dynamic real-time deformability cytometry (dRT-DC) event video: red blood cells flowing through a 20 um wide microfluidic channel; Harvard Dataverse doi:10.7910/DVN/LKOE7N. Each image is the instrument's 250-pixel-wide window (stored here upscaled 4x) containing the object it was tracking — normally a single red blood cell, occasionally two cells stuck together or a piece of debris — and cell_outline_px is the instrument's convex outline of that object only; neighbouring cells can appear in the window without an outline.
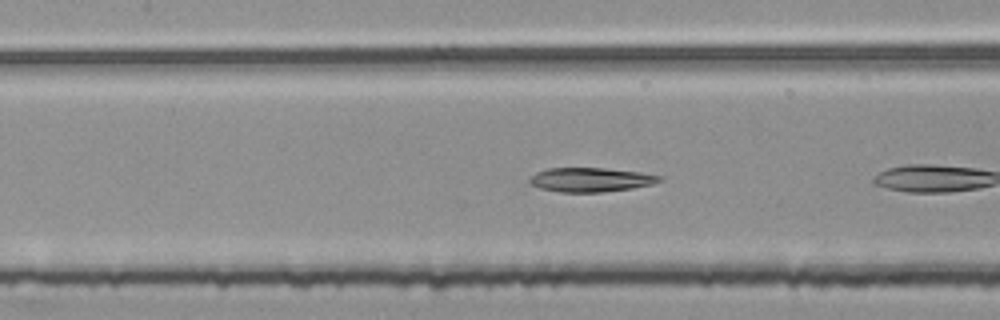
{"species": "common noctule bat (a hibernating species)", "species_latin": "Nyctalus noctula", "temperature_condition": "room temperature", "stored_images_in_passage": 14, "camera_frame_rate_fps": 3000, "um_per_image_px": 0.085, "animal": {"sex": "female", "body_mass_g": 25.1}, "frame": {"image": 1, "passage_image": 8, "time_ms": 2.333, "image_size_px": [1000, 320], "cell_outline_px": [[664, 180], [652, 184], [632, 188], [600, 192], [560, 192], [540, 188], [532, 184], [528, 180], [536, 172], [548, 168], [604, 168], [640, 172], [664, 176]], "centroid_in_image_um": [50.25, 15.27], "position_along_channel_um": 157.2, "area_um2": 18.26}}